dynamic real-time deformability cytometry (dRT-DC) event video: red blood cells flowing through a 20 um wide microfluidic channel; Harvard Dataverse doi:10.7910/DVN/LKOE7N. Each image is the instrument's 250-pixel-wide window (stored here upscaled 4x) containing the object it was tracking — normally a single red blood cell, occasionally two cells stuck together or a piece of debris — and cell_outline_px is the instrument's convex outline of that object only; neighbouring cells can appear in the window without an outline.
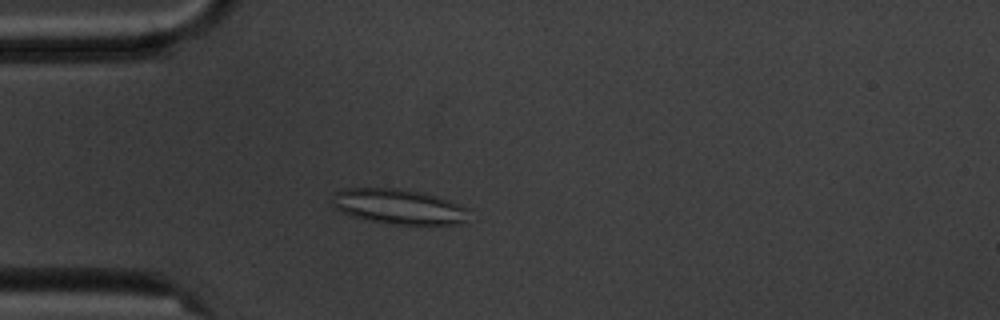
{"species": "common noctule bat (a hibernating species)", "species_latin": "Nyctalus noctula", "temperature_condition": "cold", "stored_images_in_passage": 4, "camera_frame_rate_fps": 3000, "um_per_image_px": 0.085, "animal": {"sex": "male", "body_mass_g": 20.1, "forearm_length_mm": 53.5}, "frame": {"image": 1, "passage_image": 4, "time_ms": 3.333, "image_size_px": [1000, 320], "cell_outline_px": [[468, 224], [388, 224], [364, 220], [340, 212], [332, 204], [332, 200], [336, 192], [344, 188], [396, 188], [424, 192], [448, 200], [468, 208]], "centroid_in_image_um": [33.9, 17.57], "position_along_channel_um": 51.1, "area_um2": 28.26}}